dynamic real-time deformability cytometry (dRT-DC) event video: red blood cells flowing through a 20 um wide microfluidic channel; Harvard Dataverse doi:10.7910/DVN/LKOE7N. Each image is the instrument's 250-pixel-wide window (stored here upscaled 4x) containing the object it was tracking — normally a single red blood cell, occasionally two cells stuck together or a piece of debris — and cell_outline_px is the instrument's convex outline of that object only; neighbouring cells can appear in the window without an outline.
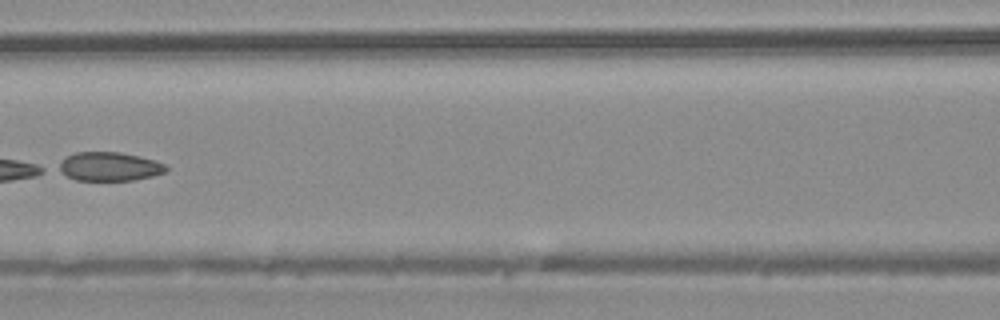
{"species": "common noctule bat (a hibernating species)", "species_latin": "Nyctalus noctula", "temperature_condition": "warm", "stored_images_in_passage": 6, "camera_frame_rate_fps": 3000, "um_per_image_px": 0.085, "animal": {"sex": "male", "body_mass_g": 20.4}, "frame": {"image": 1, "passage_image": 6, "time_ms": 1.667, "image_size_px": [1000, 320], "cell_outline_px": [[168, 168], [164, 172], [152, 176], [132, 180], [76, 180], [52, 168], [68, 156], [76, 152], [120, 152], [140, 156], [156, 160], [168, 164]], "centroid_in_image_um": [9.28, 14.15], "position_along_channel_um": 157.3, "area_um2": 18.21}}